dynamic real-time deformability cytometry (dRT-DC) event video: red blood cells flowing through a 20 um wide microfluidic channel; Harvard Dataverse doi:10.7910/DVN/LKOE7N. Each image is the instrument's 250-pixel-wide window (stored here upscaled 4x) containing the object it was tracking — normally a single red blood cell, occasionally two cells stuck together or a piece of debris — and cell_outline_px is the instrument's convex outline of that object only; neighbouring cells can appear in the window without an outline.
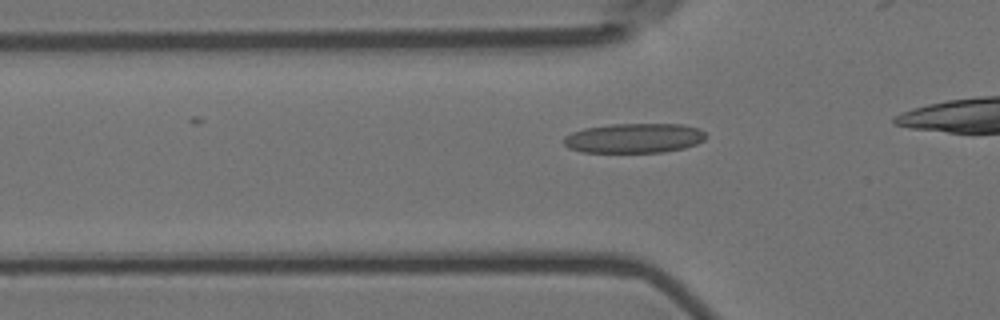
{"species": "Egyptian fruit bat (a non-hibernating species)", "species_latin": "Rousettus aegyptiacus", "temperature_condition": "room temperature", "stored_images_in_passage": 26, "camera_frame_rate_fps": 3000, "um_per_image_px": 0.085, "animal": {"sex": "female"}, "frame": {"image": 1, "passage_image": 13, "time_ms": 4.0, "image_size_px": [1000, 320], "cell_outline_px": [[708, 136], [704, 140], [696, 144], [684, 148], [664, 152], [584, 152], [568, 148], [564, 144], [564, 136], [572, 132], [584, 128], [612, 124], [684, 124], [700, 128]], "centroid_in_image_um": [53.93, 11.73], "position_along_channel_um": 71.9, "area_um2": 24.74}}
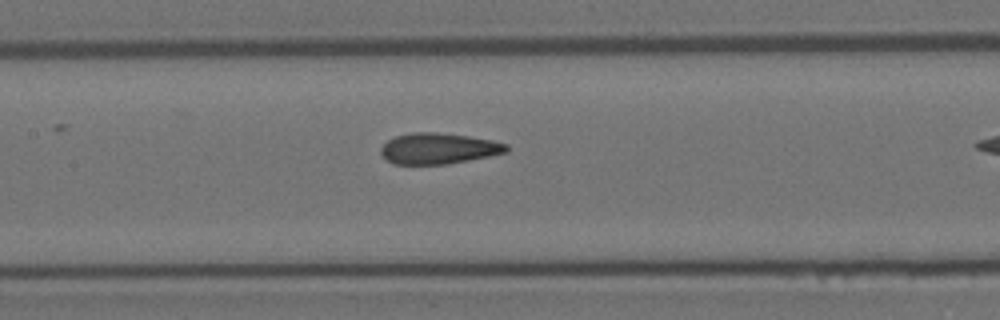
{"frame": {"image": 2, "passage_image": 21, "time_ms": 6.667, "image_size_px": [1000, 320], "cell_outline_px": [[508, 152], [468, 160], [444, 164], [396, 164], [388, 160], [380, 152], [380, 148], [388, 140], [396, 136], [412, 132], [436, 132], [468, 136], [492, 140], [508, 144]], "centroid_in_image_um": [37.28, 12.61], "position_along_channel_um": 170.1, "area_um2": 22.43}}
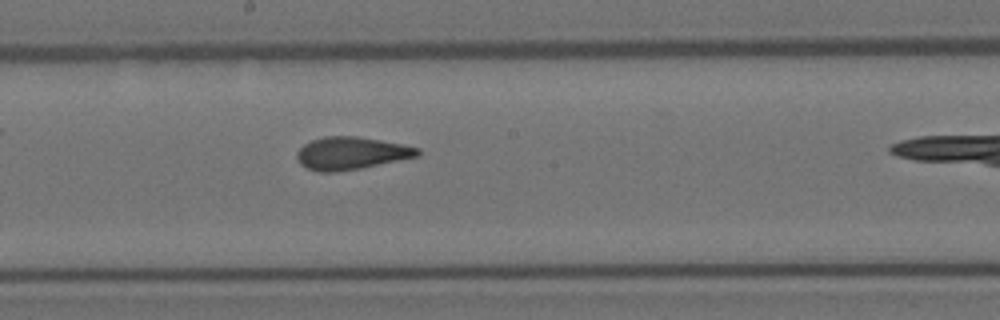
{"frame": {"image": 3, "passage_image": 25, "time_ms": 8.0, "image_size_px": [1000, 320], "cell_outline_px": [[420, 156], [360, 168], [336, 172], [320, 172], [308, 168], [300, 164], [296, 156], [296, 152], [304, 144], [312, 140], [324, 136], [356, 136], [380, 140], [420, 148]], "centroid_in_image_um": [29.84, 13.02], "position_along_channel_um": 218.4, "area_um2": 22.83}}